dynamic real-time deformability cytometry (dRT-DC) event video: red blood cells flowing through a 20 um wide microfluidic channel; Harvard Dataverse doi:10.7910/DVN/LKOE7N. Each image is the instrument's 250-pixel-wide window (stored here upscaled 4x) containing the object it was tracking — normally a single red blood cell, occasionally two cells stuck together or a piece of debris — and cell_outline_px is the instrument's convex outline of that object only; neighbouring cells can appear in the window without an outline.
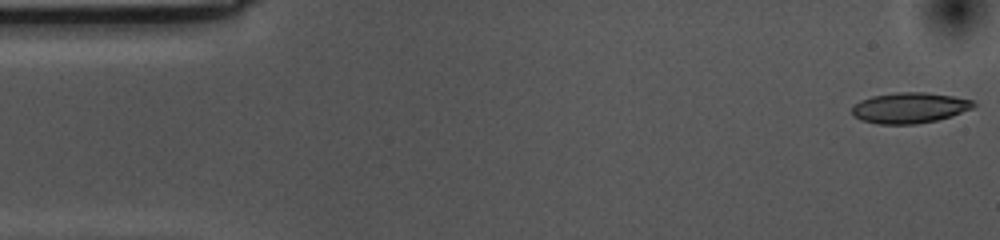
{"species": "common noctule bat (a hibernating species)", "species_latin": "Nyctalus noctula", "temperature_condition": "cold", "stored_images_in_passage": 12, "camera_frame_rate_fps": 3000, "um_per_image_px": 0.085, "animal": {"sex": "female", "body_mass_g": 10.0, "forearm_length_mm": 53.1}, "frame": {"image": 1, "passage_image": 1, "time_ms": 0.0, "image_size_px": [1000, 240], "cell_outline_px": [[976, 104], [972, 108], [952, 116], [936, 120], [916, 124], [876, 124], [860, 120], [852, 112], [852, 108], [860, 100], [872, 96], [896, 92], [924, 92], [952, 96], [972, 100]], "centroid_in_image_um": [77.31, 9.17], "position_along_channel_um": 7.7, "area_um2": 21.62}}